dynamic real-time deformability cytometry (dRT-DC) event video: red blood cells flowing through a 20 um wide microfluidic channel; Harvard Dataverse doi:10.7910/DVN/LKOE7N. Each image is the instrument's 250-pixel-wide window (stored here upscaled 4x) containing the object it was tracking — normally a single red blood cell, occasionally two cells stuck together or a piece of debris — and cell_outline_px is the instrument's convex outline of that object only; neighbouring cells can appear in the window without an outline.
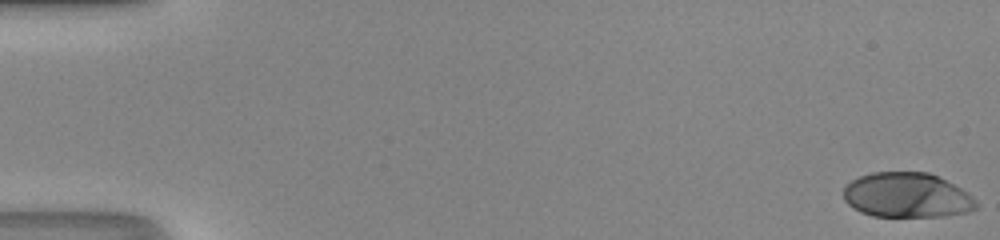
{"species": "human", "species_latin": "Homo sapiens", "temperature_condition": "room temperature", "stored_images_in_passage": 50, "camera_frame_rate_fps": 3000, "um_per_image_px": 0.085, "donor": {"sex": "male"}, "frame": {"image": 1, "passage_image": 1, "time_ms": 0.0, "image_size_px": [1000, 240], "cell_outline_px": [[976, 208], [968, 212], [944, 216], [872, 216], [860, 212], [852, 208], [844, 200], [844, 188], [852, 180], [860, 176], [872, 172], [928, 172], [968, 192], [976, 200]], "centroid_in_image_um": [77.07, 16.6], "position_along_channel_um": 7.9, "area_um2": 34.56}}
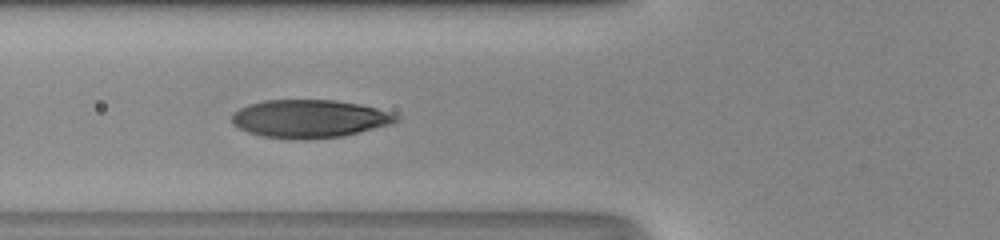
{"frame": {"image": 2, "passage_image": 20, "time_ms": 6.333, "image_size_px": [1000, 240], "cell_outline_px": [[400, 120], [392, 124], [340, 136], [304, 140], [296, 140], [260, 136], [248, 132], [232, 124], [232, 112], [248, 104], [264, 100], [336, 100], [360, 104], [392, 112], [400, 116]], "centroid_in_image_um": [26.3, 10.09], "position_along_channel_um": 99.5, "area_um2": 36.65}}
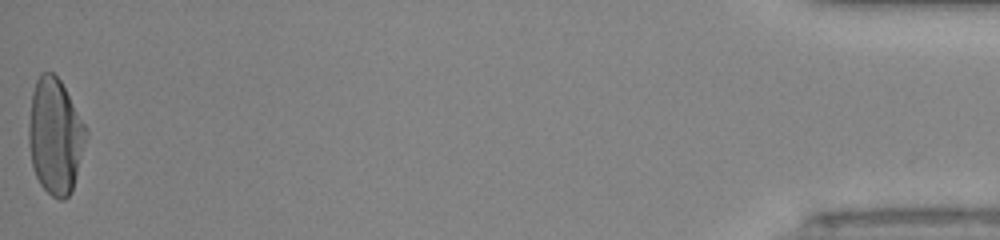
{"frame": {"image": 3, "passage_image": 50, "time_ms": 16.333, "image_size_px": [1000, 240], "cell_outline_px": [[88, 136], [72, 192], [64, 200], [60, 200], [52, 196], [40, 184], [36, 176], [32, 164], [28, 144], [28, 124], [32, 92], [36, 80], [40, 72], [52, 72], [60, 80], [84, 124], [88, 132]], "centroid_in_image_um": [4.68, 11.59], "position_along_channel_um": 430.5, "area_um2": 38.73}, "authors_computed_cell_mechanics": {"area_um2": 36.3851, "velocity_mm_per_s": 4.269, "shape_relaxation_time_tau1_ms": 4.2766, "shape_relaxation_time_tau2_ms": null, "deformation_change_tau1": 0.241, "deformation_change_tau2": null}}